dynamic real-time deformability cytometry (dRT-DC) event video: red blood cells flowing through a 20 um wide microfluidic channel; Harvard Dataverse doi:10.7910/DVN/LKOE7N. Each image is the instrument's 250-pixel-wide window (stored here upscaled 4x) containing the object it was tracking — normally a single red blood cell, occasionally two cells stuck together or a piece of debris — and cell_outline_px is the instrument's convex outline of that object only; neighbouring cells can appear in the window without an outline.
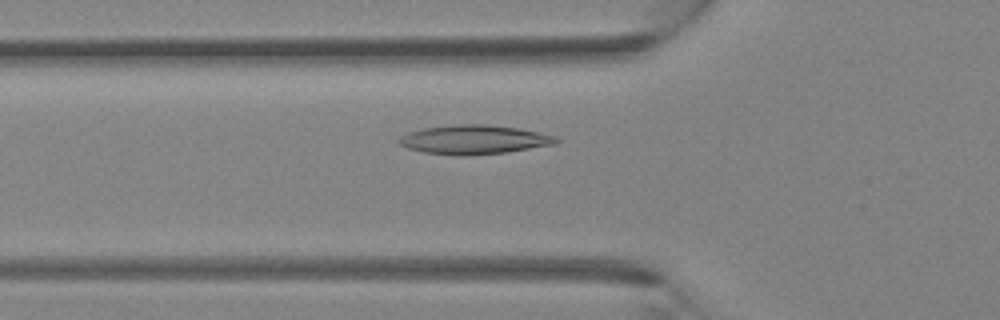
{"species": "Egyptian fruit bat (a non-hibernating species)", "species_latin": "Rousettus aegyptiacus", "temperature_condition": "room temperature", "stored_images_in_passage": 41, "camera_frame_rate_fps": 3000, "um_per_image_px": 0.085, "animal": {"sex": "female"}, "frame": {"image": 1, "passage_image": 14, "time_ms": 4.333, "image_size_px": [1000, 320], "cell_outline_px": [[560, 140], [556, 144], [508, 152], [464, 156], [452, 156], [424, 152], [408, 148], [400, 144], [396, 140], [400, 136], [408, 132], [424, 128], [464, 124], [484, 124], [516, 128], [556, 136]], "centroid_in_image_um": [40.28, 11.88], "position_along_channel_um": 85.5, "area_um2": 26.59}}
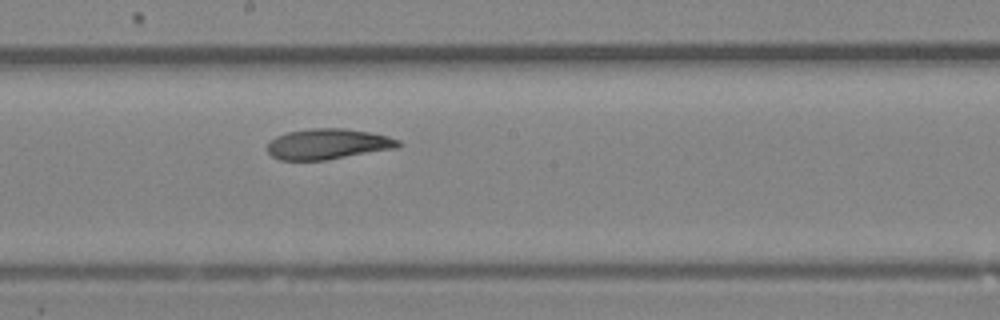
{"frame": {"image": 2, "passage_image": 22, "time_ms": 7.0, "image_size_px": [1000, 320], "cell_outline_px": [[400, 144], [396, 148], [324, 160], [280, 160], [272, 156], [268, 152], [268, 140], [276, 136], [288, 132], [312, 128], [344, 128], [372, 132], [388, 136], [400, 140]], "centroid_in_image_um": [27.86, 12.23], "position_along_channel_um": 220.3, "area_um2": 23.29}}
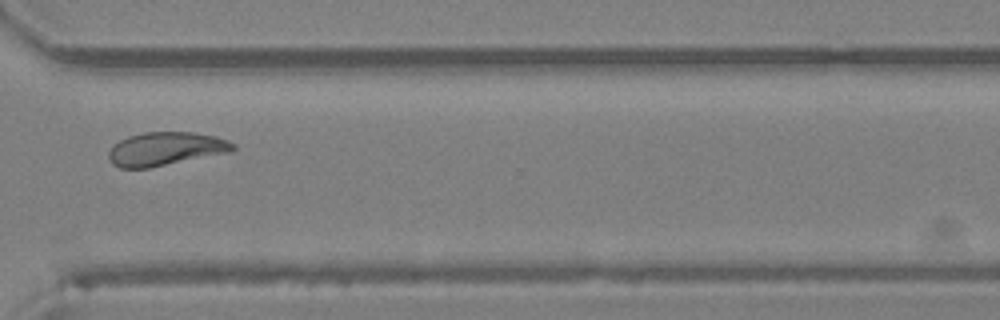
{"frame": {"image": 3, "passage_image": 30, "time_ms": 9.667, "image_size_px": [1000, 320], "cell_outline_px": [[236, 148], [228, 152], [148, 168], [120, 168], [112, 164], [108, 156], [108, 152], [120, 140], [128, 136], [144, 132], [192, 132], [216, 136], [228, 140], [236, 144]], "centroid_in_image_um": [14.08, 12.64], "position_along_channel_um": 356.5, "area_um2": 24.04}}